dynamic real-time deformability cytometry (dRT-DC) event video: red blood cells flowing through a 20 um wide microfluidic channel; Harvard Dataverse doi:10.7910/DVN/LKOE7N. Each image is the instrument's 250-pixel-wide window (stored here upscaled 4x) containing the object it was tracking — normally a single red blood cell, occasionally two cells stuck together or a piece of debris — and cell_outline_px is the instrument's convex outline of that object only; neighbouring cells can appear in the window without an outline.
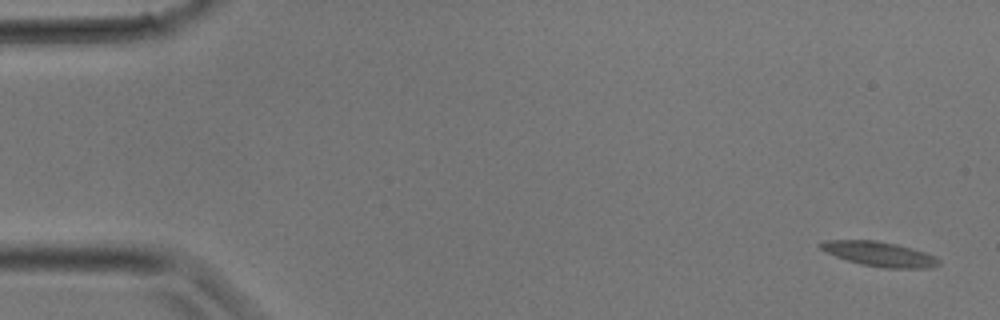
{"species": "common noctule bat (a hibernating species)", "species_latin": "Nyctalus noctula", "temperature_condition": "room temperature", "stored_images_in_passage": 25, "camera_frame_rate_fps": 3000, "um_per_image_px": 0.085, "animal": {"sex": "male", "body_mass_g": 17.9}, "frame": {"image": 1, "passage_image": 1, "time_ms": 0.0, "image_size_px": [1000, 320], "cell_outline_px": [[940, 264], [932, 268], [884, 268], [860, 264], [836, 256], [820, 248], [816, 244], [824, 240], [876, 240], [896, 244], [912, 248], [936, 256], [940, 260]], "centroid_in_image_um": [74.77, 21.59], "position_along_channel_um": 10.2, "area_um2": 17.05}}
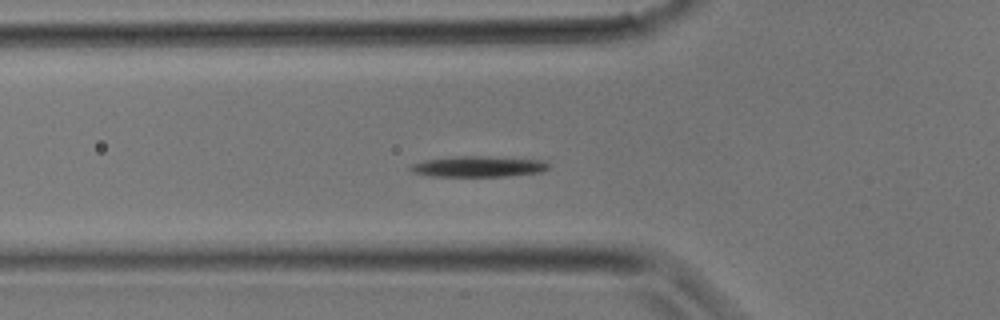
{"frame": {"image": 2, "passage_image": 11, "time_ms": 3.333, "image_size_px": [1000, 320], "cell_outline_px": [[552, 164], [548, 168], [540, 172], [508, 176], [428, 176], [412, 172], [408, 168], [412, 164], [424, 160], [456, 156], [484, 156], [544, 160]], "centroid_in_image_um": [40.66, 14.15], "position_along_channel_um": 85.1, "area_um2": 16.82}}
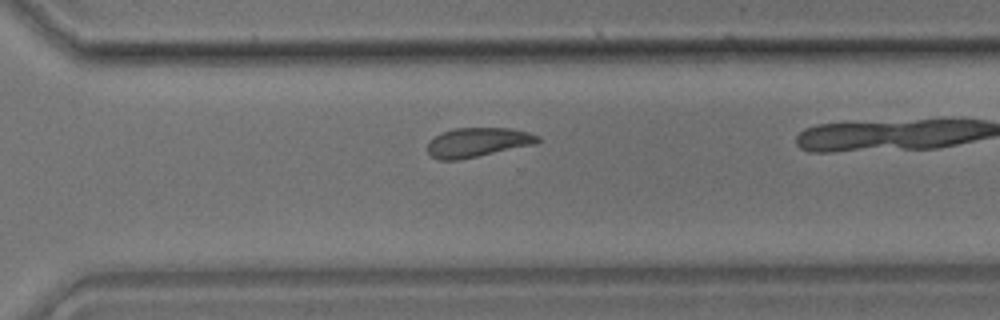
{"frame": {"image": 3, "passage_image": 22, "time_ms": 7.0, "image_size_px": [1000, 320], "cell_outline_px": [[540, 140], [536, 144], [460, 160], [440, 160], [432, 156], [428, 152], [428, 140], [440, 132], [456, 128], [508, 128], [528, 132], [540, 136]], "centroid_in_image_um": [40.59, 12.1], "position_along_channel_um": 330.0, "area_um2": 18.96}}